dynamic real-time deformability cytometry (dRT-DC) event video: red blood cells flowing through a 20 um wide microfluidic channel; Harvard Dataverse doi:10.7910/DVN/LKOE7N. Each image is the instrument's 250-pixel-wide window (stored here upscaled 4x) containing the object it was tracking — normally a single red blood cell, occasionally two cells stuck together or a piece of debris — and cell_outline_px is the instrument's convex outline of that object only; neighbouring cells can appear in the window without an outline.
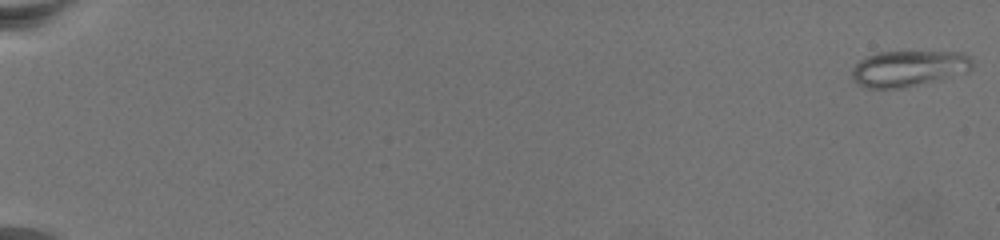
{"species": "common noctule bat (a hibernating species)", "species_latin": "Nyctalus noctula", "temperature_condition": "warm", "stored_images_in_passage": 74, "camera_frame_rate_fps": 3000, "um_per_image_px": 0.085, "animal": {"sex": "female", "body_mass_g": 19.5, "forearm_length_mm": 54.1}, "frame": {"image": 1, "passage_image": 1, "time_ms": 0.0, "image_size_px": [1000, 240], "cell_outline_px": [[972, 68], [968, 72], [904, 88], [868, 88], [852, 80], [852, 68], [860, 60], [876, 52], [964, 52], [972, 56]], "centroid_in_image_um": [77.25, 5.81], "position_along_channel_um": 7.7, "area_um2": 25.26}}
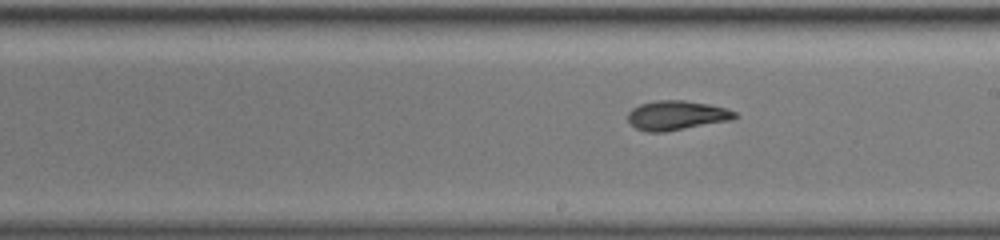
{"frame": {"image": 2, "passage_image": 46, "time_ms": 15.0, "image_size_px": [1000, 240], "cell_outline_px": [[740, 116], [732, 120], [664, 132], [648, 132], [636, 128], [628, 120], [628, 112], [632, 108], [640, 104], [656, 100], [684, 100], [708, 104], [728, 108], [736, 112]], "centroid_in_image_um": [57.54, 9.8], "position_along_channel_um": 231.5, "area_um2": 18.44}}
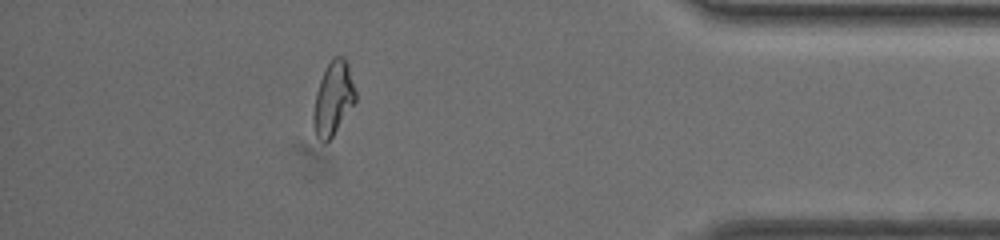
{"frame": {"image": 3, "passage_image": 67, "time_ms": 22.0, "image_size_px": [1000, 240], "cell_outline_px": [[356, 100], [332, 136], [324, 144], [316, 136], [312, 120], [312, 116], [316, 92], [320, 80], [332, 56], [344, 56], [348, 64], [356, 92]], "centroid_in_image_um": [28.31, 8.35], "position_along_channel_um": 406.9, "area_um2": 17.86}}